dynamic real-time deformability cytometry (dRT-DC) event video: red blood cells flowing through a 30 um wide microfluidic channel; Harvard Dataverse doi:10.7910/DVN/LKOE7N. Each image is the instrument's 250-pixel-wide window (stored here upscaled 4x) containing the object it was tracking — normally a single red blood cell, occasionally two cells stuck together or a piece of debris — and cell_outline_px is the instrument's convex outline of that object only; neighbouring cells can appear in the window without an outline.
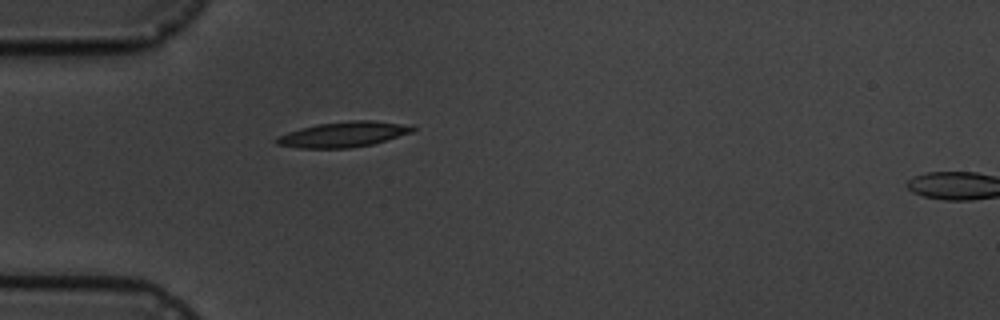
{"species": "common noctule bat (a hibernating species)", "species_latin": "Nyctalus noctula", "temperature_condition": "cold", "stored_images_in_passage": 1, "camera_frame_rate_fps": 3000, "um_per_image_px": 0.085, "animal": {"sex": "male", "body_mass_g": 19.5, "forearm_length_mm": 54.6}, "frame": {"image": 1, "passage_image": 1, "time_ms": 0.0, "image_size_px": [1000, 320], "cell_outline_px": [[416, 128], [412, 132], [372, 144], [352, 148], [300, 148], [276, 144], [276, 140], [280, 136], [288, 132], [300, 128], [316, 124], [352, 120], [372, 120], [412, 124]], "centroid_in_image_um": [29.25, 11.41], "position_along_channel_um": 55.8, "area_um2": 20.11}}